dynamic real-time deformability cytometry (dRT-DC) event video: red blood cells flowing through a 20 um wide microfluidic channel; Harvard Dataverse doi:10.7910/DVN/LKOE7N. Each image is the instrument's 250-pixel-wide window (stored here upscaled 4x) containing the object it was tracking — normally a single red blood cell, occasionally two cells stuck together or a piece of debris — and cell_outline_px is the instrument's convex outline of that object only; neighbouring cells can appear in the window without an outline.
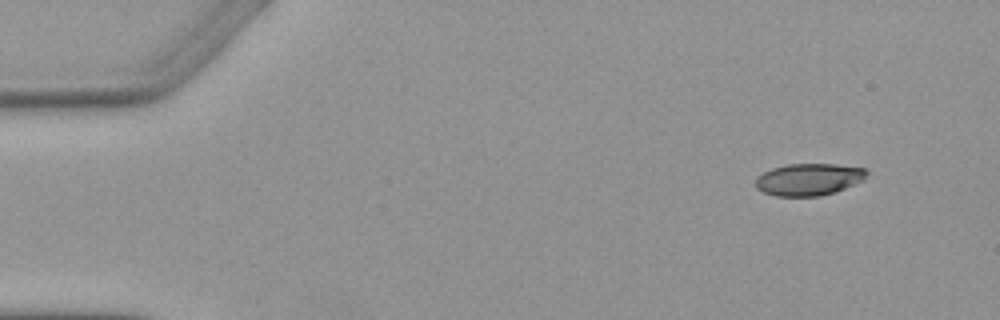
{"species": "Egyptian fruit bat (a non-hibernating species)", "species_latin": "Rousettus aegyptiacus", "temperature_condition": "warm", "stored_images_in_passage": 3, "camera_frame_rate_fps": 3000, "um_per_image_px": 0.085, "animal": {"sex": "female"}, "frame": {"image": 1, "passage_image": 1, "time_ms": 0.0, "image_size_px": [1000, 320], "cell_outline_px": [[868, 172], [864, 180], [836, 192], [820, 196], [776, 196], [764, 192], [756, 188], [756, 176], [772, 168], [788, 164], [836, 164], [864, 168]], "centroid_in_image_um": [68.75, 15.25], "position_along_channel_um": 16.2, "area_um2": 20.81}}